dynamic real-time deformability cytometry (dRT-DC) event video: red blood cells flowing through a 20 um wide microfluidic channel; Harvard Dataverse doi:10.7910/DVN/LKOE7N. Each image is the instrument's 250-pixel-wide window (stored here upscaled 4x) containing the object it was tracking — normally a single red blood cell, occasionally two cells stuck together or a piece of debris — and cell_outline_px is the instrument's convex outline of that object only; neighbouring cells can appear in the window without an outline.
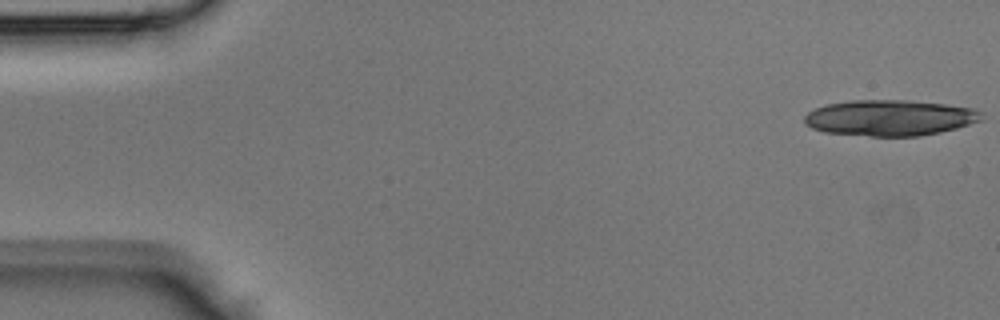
{"species": "Egyptian fruit bat (a non-hibernating species)", "species_latin": "Rousettus aegyptiacus", "temperature_condition": "room temperature", "stored_images_in_passage": 12, "camera_frame_rate_fps": 3000, "um_per_image_px": 0.085, "animal": {"sex": "male"}, "frame": {"image": 1, "passage_image": 1, "time_ms": 0.0, "image_size_px": [1000, 320], "cell_outline_px": [[984, 120], [956, 128], [940, 132], [920, 136], [872, 136], [824, 132], [812, 128], [804, 124], [804, 116], [808, 112], [824, 104], [852, 100], [908, 100], [944, 104], [976, 108], [980, 112]], "centroid_in_image_um": [75.63, 10.01], "position_along_channel_um": 9.4, "area_um2": 37.22}}